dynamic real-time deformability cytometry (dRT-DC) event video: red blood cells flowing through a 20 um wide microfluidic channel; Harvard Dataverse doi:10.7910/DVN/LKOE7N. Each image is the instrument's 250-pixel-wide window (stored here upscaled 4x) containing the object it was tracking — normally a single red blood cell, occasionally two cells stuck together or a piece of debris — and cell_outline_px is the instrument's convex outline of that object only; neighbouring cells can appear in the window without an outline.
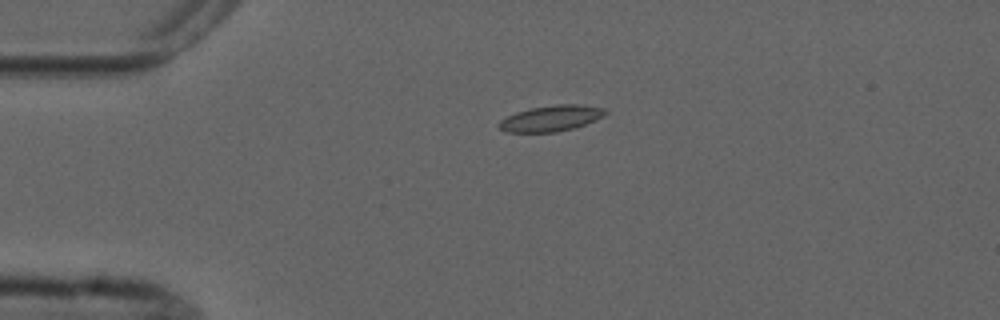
{"species": "common noctule bat (a hibernating species)", "species_latin": "Nyctalus noctula", "temperature_condition": "cold", "stored_images_in_passage": 4, "camera_frame_rate_fps": 3000, "um_per_image_px": 0.085, "animal": {"sex": "male", "forearm_length_mm": 52.5}, "frame": {"image": 1, "passage_image": 3, "time_ms": 3.333, "image_size_px": [1000, 320], "cell_outline_px": [[608, 112], [604, 116], [596, 120], [572, 128], [556, 132], [504, 132], [496, 124], [500, 120], [516, 112], [532, 108], [556, 104], [580, 104], [604, 108]], "centroid_in_image_um": [46.84, 10.05], "position_along_channel_um": 38.2, "area_um2": 16.01}}